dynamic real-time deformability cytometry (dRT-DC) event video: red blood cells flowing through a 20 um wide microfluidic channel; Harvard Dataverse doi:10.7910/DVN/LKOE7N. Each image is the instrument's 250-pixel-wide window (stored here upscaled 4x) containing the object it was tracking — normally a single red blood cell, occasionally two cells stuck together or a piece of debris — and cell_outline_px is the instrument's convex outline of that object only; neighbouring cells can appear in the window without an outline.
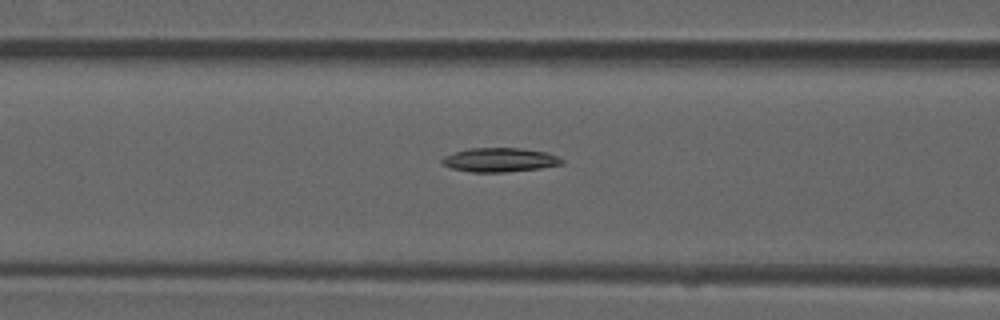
{"species": "common noctule bat (a hibernating species)", "species_latin": "Nyctalus noctula", "temperature_condition": "room temperature", "stored_images_in_passage": 47, "camera_frame_rate_fps": 3000, "um_per_image_px": 0.085, "animal": {"sex": "male", "forearm_length_mm": 52.5}, "frame": {"image": 1, "passage_image": 16, "time_ms": 5.0, "image_size_px": [1000, 320], "cell_outline_px": [[564, 164], [540, 168], [504, 172], [472, 172], [452, 168], [444, 164], [440, 160], [444, 156], [452, 152], [468, 148], [520, 148], [544, 152], [556, 156], [564, 160]], "centroid_in_image_um": [42.45, 13.58], "position_along_channel_um": 124.1, "area_um2": 16.7}}
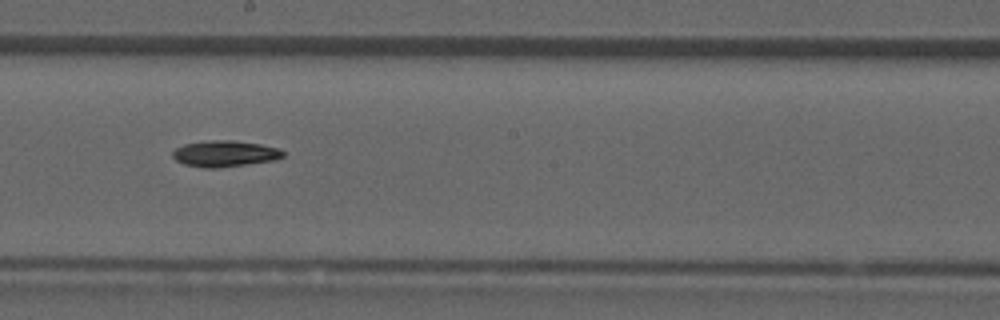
{"frame": {"image": 2, "passage_image": 24, "time_ms": 7.667, "image_size_px": [1000, 320], "cell_outline_px": [[284, 156], [272, 160], [216, 168], [204, 168], [184, 164], [176, 160], [172, 156], [172, 152], [176, 148], [184, 144], [208, 140], [232, 140], [260, 144], [280, 148], [284, 152]], "centroid_in_image_um": [19.08, 13.05], "position_along_channel_um": 229.1, "area_um2": 16.7}}
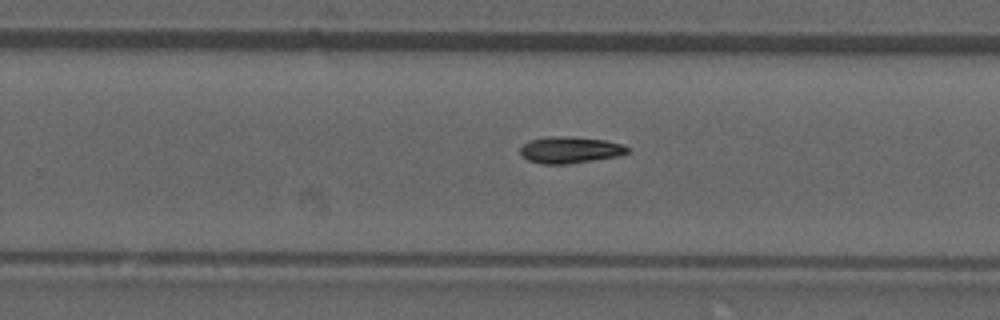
{"frame": {"image": 3, "passage_image": 28, "time_ms": 9.0, "image_size_px": [1000, 320], "cell_outline_px": [[628, 152], [620, 156], [568, 164], [540, 164], [528, 160], [520, 156], [520, 148], [524, 144], [532, 140], [548, 136], [564, 136], [604, 140], [624, 144], [628, 148]], "centroid_in_image_um": [48.44, 12.75], "position_along_channel_um": 281.4, "area_um2": 16.65}, "authors_computed_cell_mechanics": {"area_um2": 16.184, "velocity_mm_per_s": 3.9398, "shape_relaxation_time_tau1_ms": 10.1015, "shape_relaxation_time_tau2_ms": null, "deformation_change_tau1": 0.2114, "deformation_change_tau2": null}}